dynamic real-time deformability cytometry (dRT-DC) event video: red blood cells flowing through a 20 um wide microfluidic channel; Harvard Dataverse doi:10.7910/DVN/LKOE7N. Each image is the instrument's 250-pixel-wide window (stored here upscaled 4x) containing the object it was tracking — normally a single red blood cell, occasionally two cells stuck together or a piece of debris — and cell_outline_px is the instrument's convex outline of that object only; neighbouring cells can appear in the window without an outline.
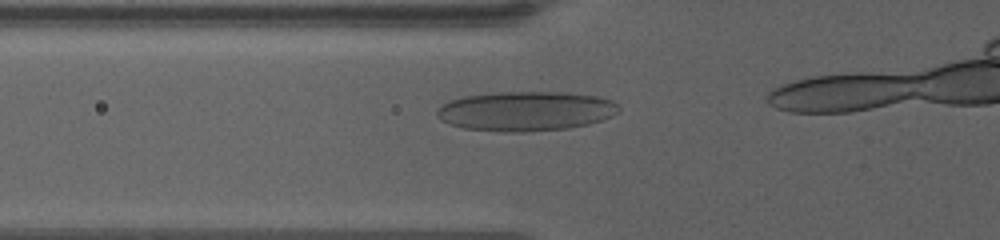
{"species": "human", "species_latin": "Homo sapiens", "temperature_condition": "warm", "stored_images_in_passage": 15, "camera_frame_rate_fps": 3000, "um_per_image_px": 0.085, "donor": {"sex": "female"}, "frame": {"image": 1, "passage_image": 5, "time_ms": 1.0, "image_size_px": [1000, 240], "cell_outline_px": [[620, 112], [612, 116], [588, 124], [568, 128], [524, 132], [504, 132], [464, 128], [448, 124], [440, 120], [436, 116], [436, 108], [448, 100], [464, 96], [492, 92], [564, 92], [596, 96], [612, 100], [620, 108]], "centroid_in_image_um": [44.64, 9.44], "position_along_channel_um": 81.2, "area_um2": 42.31}}
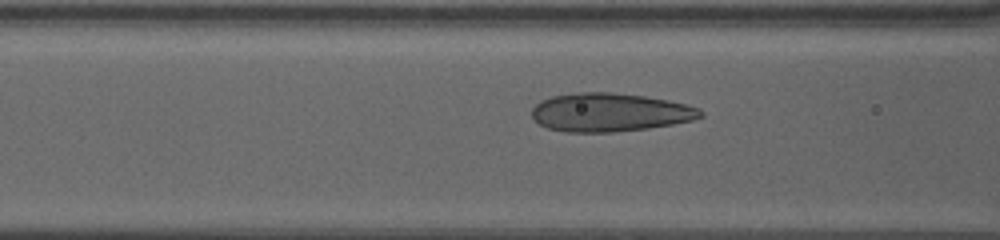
{"frame": {"image": 2, "passage_image": 10, "time_ms": 2.0, "image_size_px": [1000, 240], "cell_outline_px": [[704, 116], [692, 120], [672, 124], [648, 128], [612, 132], [564, 132], [548, 128], [532, 120], [532, 108], [540, 100], [552, 96], [576, 92], [612, 92], [644, 96], [684, 104], [700, 108], [704, 112]], "centroid_in_image_um": [51.8, 9.55], "position_along_channel_um": 114.8, "area_um2": 37.86}}